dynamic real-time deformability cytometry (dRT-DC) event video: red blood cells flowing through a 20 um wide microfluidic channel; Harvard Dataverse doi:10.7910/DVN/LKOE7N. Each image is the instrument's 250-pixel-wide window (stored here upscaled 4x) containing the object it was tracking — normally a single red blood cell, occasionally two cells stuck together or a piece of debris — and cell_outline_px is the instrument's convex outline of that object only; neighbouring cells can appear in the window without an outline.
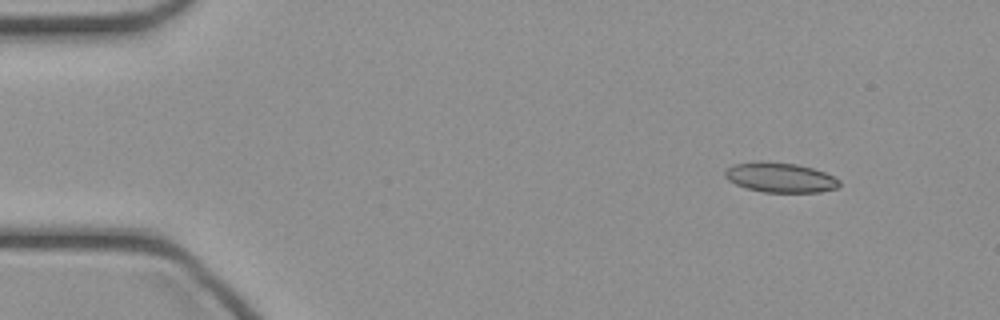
{"species": "common noctule bat (a hibernating species)", "species_latin": "Nyctalus noctula", "temperature_condition": "cold", "stored_images_in_passage": 45, "camera_frame_rate_fps": 3000, "um_per_image_px": 0.085, "animal": {"sex": "female", "body_mass_g": 21.9}, "frame": {"image": 1, "passage_image": 4, "time_ms": 1.0, "image_size_px": [1000, 320], "cell_outline_px": [[840, 184], [836, 188], [820, 192], [764, 192], [748, 188], [736, 184], [728, 180], [724, 176], [724, 172], [728, 168], [736, 164], [760, 160], [764, 160], [796, 164], [812, 168], [824, 172], [840, 180]], "centroid_in_image_um": [66.31, 15.07], "position_along_channel_um": 18.7, "area_um2": 19.83}}
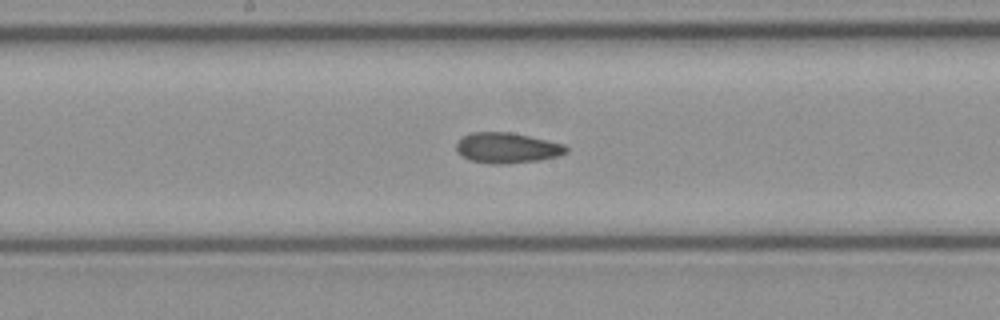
{"frame": {"image": 2, "passage_image": 23, "time_ms": 7.333, "image_size_px": [1000, 320], "cell_outline_px": [[568, 152], [556, 156], [540, 160], [508, 164], [492, 164], [468, 160], [460, 156], [456, 152], [456, 144], [464, 136], [472, 132], [512, 132], [564, 144], [568, 148]], "centroid_in_image_um": [43.08, 12.58], "position_along_channel_um": 205.1, "area_um2": 19.65}}
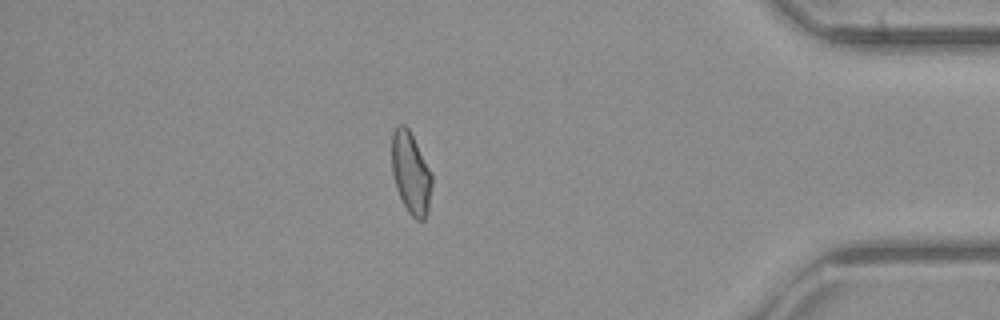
{"frame": {"image": 3, "passage_image": 39, "time_ms": 12.667, "image_size_px": [1000, 320], "cell_outline_px": [[432, 184], [428, 212], [424, 220], [416, 220], [408, 212], [396, 188], [392, 172], [392, 132], [396, 124], [404, 124], [408, 128], [432, 172]], "centroid_in_image_um": [34.92, 14.7], "position_along_channel_um": 400.3, "area_um2": 19.19}}